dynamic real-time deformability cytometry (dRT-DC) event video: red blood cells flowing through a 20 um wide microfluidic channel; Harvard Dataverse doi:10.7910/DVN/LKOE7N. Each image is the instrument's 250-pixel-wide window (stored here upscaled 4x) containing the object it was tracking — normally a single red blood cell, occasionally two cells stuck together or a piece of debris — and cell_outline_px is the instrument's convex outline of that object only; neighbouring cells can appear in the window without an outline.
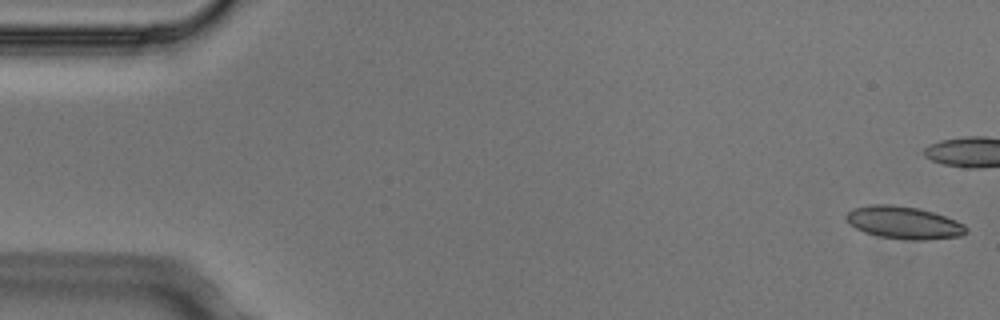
{"species": "Egyptian fruit bat (a non-hibernating species)", "species_latin": "Rousettus aegyptiacus", "temperature_condition": "cold", "stored_images_in_passage": 9, "camera_frame_rate_fps": 3000, "um_per_image_px": 0.085, "animal": {"sex": "male"}, "frame": {"image": 1, "passage_image": 1, "time_ms": 0.0, "image_size_px": [1000, 320], "cell_outline_px": [[968, 232], [960, 236], [928, 240], [908, 240], [880, 236], [864, 232], [856, 228], [844, 216], [852, 208], [868, 204], [892, 204], [920, 208], [956, 220], [964, 224], [968, 228]], "centroid_in_image_um": [76.84, 18.91], "position_along_channel_um": 8.2, "area_um2": 22.83}}
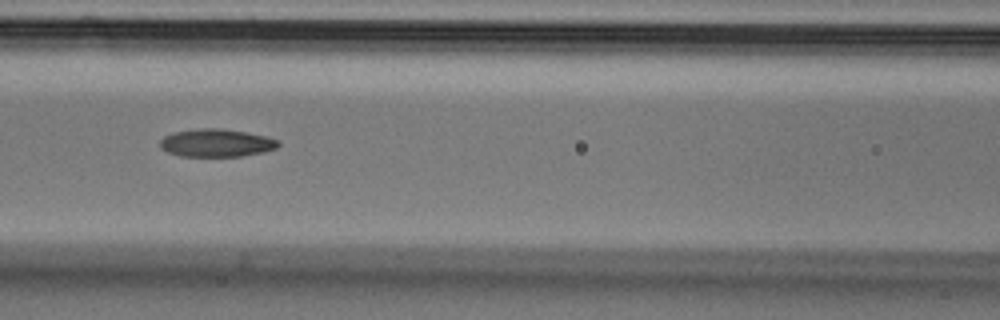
{"frame": {"image": 2, "passage_image": 7, "time_ms": 2.0, "image_size_px": [1000, 320], "cell_outline_px": [[280, 144], [276, 148], [264, 152], [240, 156], [180, 156], [168, 152], [160, 148], [160, 140], [164, 136], [172, 132], [200, 128], [220, 128], [268, 136], [276, 140]], "centroid_in_image_um": [18.37, 12.14], "position_along_channel_um": 148.2, "area_um2": 19.19}}
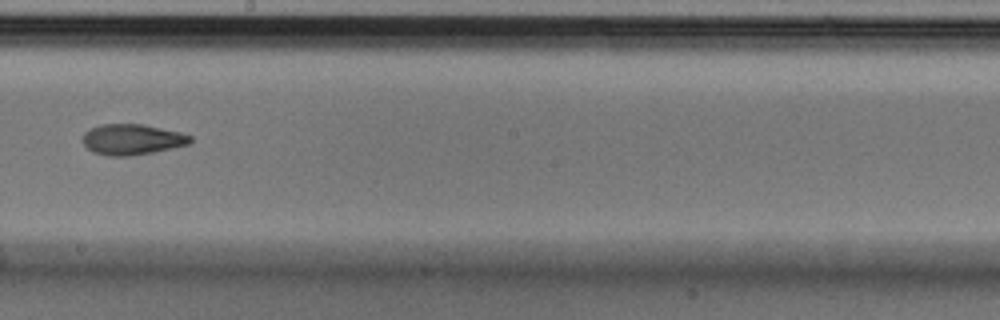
{"frame": {"image": 3, "passage_image": 9, "time_ms": 2.667, "image_size_px": [1000, 320], "cell_outline_px": [[192, 140], [188, 144], [156, 152], [132, 156], [108, 156], [92, 152], [84, 144], [84, 132], [100, 124], [144, 124], [180, 132], [192, 136]], "centroid_in_image_um": [11.24, 11.86], "position_along_channel_um": 237.0, "area_um2": 19.31}}